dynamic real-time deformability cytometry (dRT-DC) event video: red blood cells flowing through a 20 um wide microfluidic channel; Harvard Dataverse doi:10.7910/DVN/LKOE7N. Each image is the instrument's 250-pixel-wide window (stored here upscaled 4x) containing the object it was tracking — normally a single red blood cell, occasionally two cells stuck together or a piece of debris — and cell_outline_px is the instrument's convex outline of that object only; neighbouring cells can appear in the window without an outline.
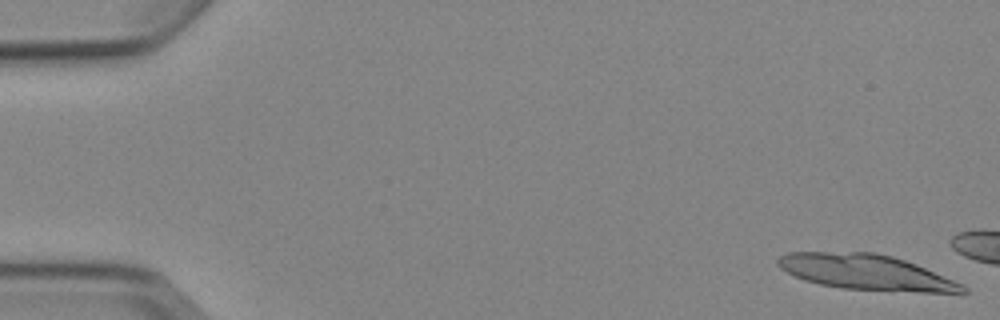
{"species": "Egyptian fruit bat (a non-hibernating species)", "species_latin": "Rousettus aegyptiacus", "temperature_condition": "cold", "stored_images_in_passage": 4, "camera_frame_rate_fps": 3000, "um_per_image_px": 0.085, "animal": {"sex": "female"}, "frame": {"image": 1, "passage_image": 1, "time_ms": 0.0, "image_size_px": [1000, 320], "cell_outline_px": [[968, 292], [916, 292], [840, 288], [820, 284], [804, 280], [780, 268], [776, 264], [776, 260], [780, 256], [788, 252], [876, 252], [892, 256], [916, 264], [964, 284], [968, 288]], "centroid_in_image_um": [73.62, 23.13], "position_along_channel_um": 11.4, "area_um2": 37.97}}